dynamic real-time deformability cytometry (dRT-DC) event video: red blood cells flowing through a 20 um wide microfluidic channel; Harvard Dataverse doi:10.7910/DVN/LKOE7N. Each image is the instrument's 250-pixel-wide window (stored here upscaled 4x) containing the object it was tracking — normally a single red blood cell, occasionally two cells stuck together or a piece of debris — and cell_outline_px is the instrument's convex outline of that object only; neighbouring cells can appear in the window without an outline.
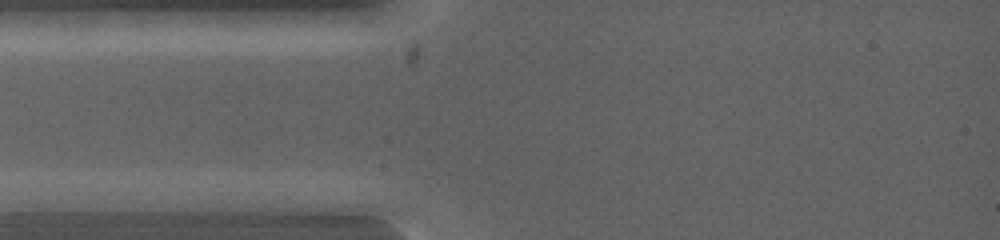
{"species": "common noctule bat (a hibernating species)", "species_latin": "Nyctalus noctula", "temperature_condition": "warm", "stored_images_in_passage": 3, "camera_frame_rate_fps": 5000, "um_per_image_px": 0.085, "animal": {"sex": "female", "body_mass_g": 19.0, "forearm_length_mm": 53.3}, "frame": {"image": 1, "passage_image": 1, "time_ms": 0.0, "image_size_px": [1000, 240], "cell_outline_px": [[120, 200], [96, 212], [16, 212], [12, 200], [76, 192], [112, 192]], "centroid_in_image_um": [5.68, 17.23], "position_along_channel_um": 79.3, "area_um2": 12.31}}